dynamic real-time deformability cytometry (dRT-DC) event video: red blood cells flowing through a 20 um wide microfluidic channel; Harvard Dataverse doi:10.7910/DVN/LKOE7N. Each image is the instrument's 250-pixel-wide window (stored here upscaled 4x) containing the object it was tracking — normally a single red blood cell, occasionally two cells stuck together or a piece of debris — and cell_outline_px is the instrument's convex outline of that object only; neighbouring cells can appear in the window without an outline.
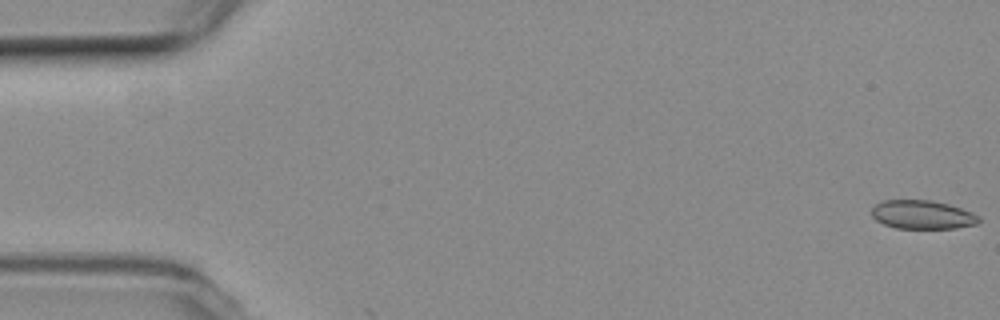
{"species": "common noctule bat (a hibernating species)", "species_latin": "Nyctalus noctula", "temperature_condition": "room temperature", "stored_images_in_passage": 6, "camera_frame_rate_fps": 3000, "um_per_image_px": 0.085, "animal": {"sex": "female", "body_mass_g": 19.3, "forearm_length_mm": 54.1}, "frame": {"image": 1, "passage_image": 1, "time_ms": 0.0, "image_size_px": [1000, 320], "cell_outline_px": [[980, 220], [976, 224], [956, 228], [896, 228], [884, 224], [876, 220], [872, 216], [872, 208], [876, 204], [884, 200], [932, 200], [948, 204], [972, 212], [980, 216]], "centroid_in_image_um": [78.41, 18.24], "position_along_channel_um": 6.6, "area_um2": 17.86}}